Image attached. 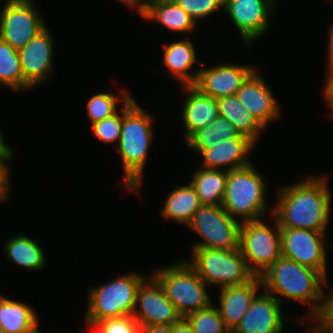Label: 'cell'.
I'll list each match as a JSON object with an SVG mask.
<instances>
[{
  "mask_svg": "<svg viewBox=\"0 0 333 333\" xmlns=\"http://www.w3.org/2000/svg\"><path fill=\"white\" fill-rule=\"evenodd\" d=\"M32 0H6L0 12V39L14 49L23 48L45 27V19Z\"/></svg>",
  "mask_w": 333,
  "mask_h": 333,
  "instance_id": "cell-10",
  "label": "cell"
},
{
  "mask_svg": "<svg viewBox=\"0 0 333 333\" xmlns=\"http://www.w3.org/2000/svg\"><path fill=\"white\" fill-rule=\"evenodd\" d=\"M5 137L0 131V163L9 171V162L11 159H13L14 152L12 149L8 146V144L4 143Z\"/></svg>",
  "mask_w": 333,
  "mask_h": 333,
  "instance_id": "cell-37",
  "label": "cell"
},
{
  "mask_svg": "<svg viewBox=\"0 0 333 333\" xmlns=\"http://www.w3.org/2000/svg\"><path fill=\"white\" fill-rule=\"evenodd\" d=\"M326 177L308 176L294 185L279 188L273 214L280 228L327 232L331 192Z\"/></svg>",
  "mask_w": 333,
  "mask_h": 333,
  "instance_id": "cell-1",
  "label": "cell"
},
{
  "mask_svg": "<svg viewBox=\"0 0 333 333\" xmlns=\"http://www.w3.org/2000/svg\"><path fill=\"white\" fill-rule=\"evenodd\" d=\"M258 72L255 69L242 83L235 95L256 120L266 128L270 121L279 118L281 113L271 88Z\"/></svg>",
  "mask_w": 333,
  "mask_h": 333,
  "instance_id": "cell-17",
  "label": "cell"
},
{
  "mask_svg": "<svg viewBox=\"0 0 333 333\" xmlns=\"http://www.w3.org/2000/svg\"><path fill=\"white\" fill-rule=\"evenodd\" d=\"M264 179L252 163L227 171L224 210L234 219L235 216L243 218L241 223L259 220L270 211L273 214V209L266 204L267 183Z\"/></svg>",
  "mask_w": 333,
  "mask_h": 333,
  "instance_id": "cell-4",
  "label": "cell"
},
{
  "mask_svg": "<svg viewBox=\"0 0 333 333\" xmlns=\"http://www.w3.org/2000/svg\"><path fill=\"white\" fill-rule=\"evenodd\" d=\"M219 116L230 121L235 129L257 144L261 131L265 129L238 100L236 95L217 98Z\"/></svg>",
  "mask_w": 333,
  "mask_h": 333,
  "instance_id": "cell-25",
  "label": "cell"
},
{
  "mask_svg": "<svg viewBox=\"0 0 333 333\" xmlns=\"http://www.w3.org/2000/svg\"><path fill=\"white\" fill-rule=\"evenodd\" d=\"M38 324L29 332V333H43L42 331L38 330Z\"/></svg>",
  "mask_w": 333,
  "mask_h": 333,
  "instance_id": "cell-43",
  "label": "cell"
},
{
  "mask_svg": "<svg viewBox=\"0 0 333 333\" xmlns=\"http://www.w3.org/2000/svg\"><path fill=\"white\" fill-rule=\"evenodd\" d=\"M173 333H195L186 317H181L173 324Z\"/></svg>",
  "mask_w": 333,
  "mask_h": 333,
  "instance_id": "cell-40",
  "label": "cell"
},
{
  "mask_svg": "<svg viewBox=\"0 0 333 333\" xmlns=\"http://www.w3.org/2000/svg\"><path fill=\"white\" fill-rule=\"evenodd\" d=\"M241 220L232 218L222 205H201L187 225L202 241L193 248L233 250L239 248Z\"/></svg>",
  "mask_w": 333,
  "mask_h": 333,
  "instance_id": "cell-9",
  "label": "cell"
},
{
  "mask_svg": "<svg viewBox=\"0 0 333 333\" xmlns=\"http://www.w3.org/2000/svg\"><path fill=\"white\" fill-rule=\"evenodd\" d=\"M327 69L333 67V22L328 32Z\"/></svg>",
  "mask_w": 333,
  "mask_h": 333,
  "instance_id": "cell-41",
  "label": "cell"
},
{
  "mask_svg": "<svg viewBox=\"0 0 333 333\" xmlns=\"http://www.w3.org/2000/svg\"><path fill=\"white\" fill-rule=\"evenodd\" d=\"M273 220L275 229L262 219L240 226L239 249L255 276H260L282 256L280 227L274 216Z\"/></svg>",
  "mask_w": 333,
  "mask_h": 333,
  "instance_id": "cell-8",
  "label": "cell"
},
{
  "mask_svg": "<svg viewBox=\"0 0 333 333\" xmlns=\"http://www.w3.org/2000/svg\"><path fill=\"white\" fill-rule=\"evenodd\" d=\"M138 304L140 309H137ZM133 317L139 322L140 328L153 324L170 325L181 318L153 275L148 276L138 287Z\"/></svg>",
  "mask_w": 333,
  "mask_h": 333,
  "instance_id": "cell-13",
  "label": "cell"
},
{
  "mask_svg": "<svg viewBox=\"0 0 333 333\" xmlns=\"http://www.w3.org/2000/svg\"><path fill=\"white\" fill-rule=\"evenodd\" d=\"M256 69L250 65L221 64L199 69L194 84L203 94L215 99L235 95L246 78Z\"/></svg>",
  "mask_w": 333,
  "mask_h": 333,
  "instance_id": "cell-16",
  "label": "cell"
},
{
  "mask_svg": "<svg viewBox=\"0 0 333 333\" xmlns=\"http://www.w3.org/2000/svg\"><path fill=\"white\" fill-rule=\"evenodd\" d=\"M153 116L143 110L132 97L123 105L118 152L124 168L126 189L139 193L145 162L153 137Z\"/></svg>",
  "mask_w": 333,
  "mask_h": 333,
  "instance_id": "cell-3",
  "label": "cell"
},
{
  "mask_svg": "<svg viewBox=\"0 0 333 333\" xmlns=\"http://www.w3.org/2000/svg\"><path fill=\"white\" fill-rule=\"evenodd\" d=\"M197 24L198 20L212 16L217 10L223 9L224 0H173Z\"/></svg>",
  "mask_w": 333,
  "mask_h": 333,
  "instance_id": "cell-34",
  "label": "cell"
},
{
  "mask_svg": "<svg viewBox=\"0 0 333 333\" xmlns=\"http://www.w3.org/2000/svg\"><path fill=\"white\" fill-rule=\"evenodd\" d=\"M4 252L9 261L28 270L42 269L46 264L45 253L36 240L24 234L12 236L4 243Z\"/></svg>",
  "mask_w": 333,
  "mask_h": 333,
  "instance_id": "cell-27",
  "label": "cell"
},
{
  "mask_svg": "<svg viewBox=\"0 0 333 333\" xmlns=\"http://www.w3.org/2000/svg\"><path fill=\"white\" fill-rule=\"evenodd\" d=\"M276 0H224L223 8L246 45L268 31Z\"/></svg>",
  "mask_w": 333,
  "mask_h": 333,
  "instance_id": "cell-12",
  "label": "cell"
},
{
  "mask_svg": "<svg viewBox=\"0 0 333 333\" xmlns=\"http://www.w3.org/2000/svg\"><path fill=\"white\" fill-rule=\"evenodd\" d=\"M281 305L265 290L258 293L232 333H282L285 318Z\"/></svg>",
  "mask_w": 333,
  "mask_h": 333,
  "instance_id": "cell-15",
  "label": "cell"
},
{
  "mask_svg": "<svg viewBox=\"0 0 333 333\" xmlns=\"http://www.w3.org/2000/svg\"><path fill=\"white\" fill-rule=\"evenodd\" d=\"M188 264L207 285L238 286L248 283L255 275L247 266L240 249L224 250L192 248Z\"/></svg>",
  "mask_w": 333,
  "mask_h": 333,
  "instance_id": "cell-7",
  "label": "cell"
},
{
  "mask_svg": "<svg viewBox=\"0 0 333 333\" xmlns=\"http://www.w3.org/2000/svg\"><path fill=\"white\" fill-rule=\"evenodd\" d=\"M47 26L18 50L24 74V90H32L53 76V36Z\"/></svg>",
  "mask_w": 333,
  "mask_h": 333,
  "instance_id": "cell-14",
  "label": "cell"
},
{
  "mask_svg": "<svg viewBox=\"0 0 333 333\" xmlns=\"http://www.w3.org/2000/svg\"><path fill=\"white\" fill-rule=\"evenodd\" d=\"M260 278L263 290L273 295L280 303L283 304L285 298L308 304L311 311L308 317L312 319L320 312L324 295L322 287L328 283L320 271L281 256L260 275Z\"/></svg>",
  "mask_w": 333,
  "mask_h": 333,
  "instance_id": "cell-2",
  "label": "cell"
},
{
  "mask_svg": "<svg viewBox=\"0 0 333 333\" xmlns=\"http://www.w3.org/2000/svg\"><path fill=\"white\" fill-rule=\"evenodd\" d=\"M191 185L201 205H222L226 193L227 171L198 168L193 172Z\"/></svg>",
  "mask_w": 333,
  "mask_h": 333,
  "instance_id": "cell-26",
  "label": "cell"
},
{
  "mask_svg": "<svg viewBox=\"0 0 333 333\" xmlns=\"http://www.w3.org/2000/svg\"><path fill=\"white\" fill-rule=\"evenodd\" d=\"M254 145L256 144L248 137L240 134L237 138L223 140L211 148L194 150L203 158V165L200 167L230 171L252 163L248 155L255 147Z\"/></svg>",
  "mask_w": 333,
  "mask_h": 333,
  "instance_id": "cell-18",
  "label": "cell"
},
{
  "mask_svg": "<svg viewBox=\"0 0 333 333\" xmlns=\"http://www.w3.org/2000/svg\"><path fill=\"white\" fill-rule=\"evenodd\" d=\"M328 107H330L331 108V117L333 118V104H328Z\"/></svg>",
  "mask_w": 333,
  "mask_h": 333,
  "instance_id": "cell-45",
  "label": "cell"
},
{
  "mask_svg": "<svg viewBox=\"0 0 333 333\" xmlns=\"http://www.w3.org/2000/svg\"><path fill=\"white\" fill-rule=\"evenodd\" d=\"M327 83L324 85V94L327 104H333V67L327 69Z\"/></svg>",
  "mask_w": 333,
  "mask_h": 333,
  "instance_id": "cell-39",
  "label": "cell"
},
{
  "mask_svg": "<svg viewBox=\"0 0 333 333\" xmlns=\"http://www.w3.org/2000/svg\"><path fill=\"white\" fill-rule=\"evenodd\" d=\"M303 324H306L305 326L308 327V328H307L308 330L306 329V331H308L309 333H316L313 329H311V328L309 327V325H310L309 322L306 323V322L304 321ZM307 324H308V325H307Z\"/></svg>",
  "mask_w": 333,
  "mask_h": 333,
  "instance_id": "cell-44",
  "label": "cell"
},
{
  "mask_svg": "<svg viewBox=\"0 0 333 333\" xmlns=\"http://www.w3.org/2000/svg\"><path fill=\"white\" fill-rule=\"evenodd\" d=\"M130 94L125 89L120 93V96L111 91L93 95L86 106L91 124L116 114L118 112V102H121V106H123L132 98Z\"/></svg>",
  "mask_w": 333,
  "mask_h": 333,
  "instance_id": "cell-30",
  "label": "cell"
},
{
  "mask_svg": "<svg viewBox=\"0 0 333 333\" xmlns=\"http://www.w3.org/2000/svg\"><path fill=\"white\" fill-rule=\"evenodd\" d=\"M90 330L91 333H141L139 322L133 315L95 322Z\"/></svg>",
  "mask_w": 333,
  "mask_h": 333,
  "instance_id": "cell-32",
  "label": "cell"
},
{
  "mask_svg": "<svg viewBox=\"0 0 333 333\" xmlns=\"http://www.w3.org/2000/svg\"><path fill=\"white\" fill-rule=\"evenodd\" d=\"M152 274L162 285L167 298L176 307L181 317L206 309L213 302L206 283L188 264V261L170 264L154 270Z\"/></svg>",
  "mask_w": 333,
  "mask_h": 333,
  "instance_id": "cell-6",
  "label": "cell"
},
{
  "mask_svg": "<svg viewBox=\"0 0 333 333\" xmlns=\"http://www.w3.org/2000/svg\"><path fill=\"white\" fill-rule=\"evenodd\" d=\"M10 172L0 163V202H6L10 190Z\"/></svg>",
  "mask_w": 333,
  "mask_h": 333,
  "instance_id": "cell-36",
  "label": "cell"
},
{
  "mask_svg": "<svg viewBox=\"0 0 333 333\" xmlns=\"http://www.w3.org/2000/svg\"><path fill=\"white\" fill-rule=\"evenodd\" d=\"M145 20L157 21L171 31L190 33L197 24L173 0H147L138 12Z\"/></svg>",
  "mask_w": 333,
  "mask_h": 333,
  "instance_id": "cell-22",
  "label": "cell"
},
{
  "mask_svg": "<svg viewBox=\"0 0 333 333\" xmlns=\"http://www.w3.org/2000/svg\"><path fill=\"white\" fill-rule=\"evenodd\" d=\"M196 56L194 45L189 40L175 41L164 45L163 62L171 76L182 82V86L194 85L197 81L199 69H194L193 72L189 71L195 63H198L199 66L203 65L196 59Z\"/></svg>",
  "mask_w": 333,
  "mask_h": 333,
  "instance_id": "cell-21",
  "label": "cell"
},
{
  "mask_svg": "<svg viewBox=\"0 0 333 333\" xmlns=\"http://www.w3.org/2000/svg\"><path fill=\"white\" fill-rule=\"evenodd\" d=\"M262 288V281L260 276H255L248 283L238 286H227L221 289L219 294L220 303L216 307L225 326L232 333L239 325L244 314L250 307L253 299Z\"/></svg>",
  "mask_w": 333,
  "mask_h": 333,
  "instance_id": "cell-19",
  "label": "cell"
},
{
  "mask_svg": "<svg viewBox=\"0 0 333 333\" xmlns=\"http://www.w3.org/2000/svg\"><path fill=\"white\" fill-rule=\"evenodd\" d=\"M240 133L234 125L223 117H218L206 127L194 132L187 140L191 149H206L219 144L223 140L237 138Z\"/></svg>",
  "mask_w": 333,
  "mask_h": 333,
  "instance_id": "cell-28",
  "label": "cell"
},
{
  "mask_svg": "<svg viewBox=\"0 0 333 333\" xmlns=\"http://www.w3.org/2000/svg\"><path fill=\"white\" fill-rule=\"evenodd\" d=\"M37 324V314L30 305L0 294V333H29Z\"/></svg>",
  "mask_w": 333,
  "mask_h": 333,
  "instance_id": "cell-24",
  "label": "cell"
},
{
  "mask_svg": "<svg viewBox=\"0 0 333 333\" xmlns=\"http://www.w3.org/2000/svg\"><path fill=\"white\" fill-rule=\"evenodd\" d=\"M120 111L111 117L105 118L92 125V132L95 137L104 143H115L118 145L121 135L122 118H123V106Z\"/></svg>",
  "mask_w": 333,
  "mask_h": 333,
  "instance_id": "cell-33",
  "label": "cell"
},
{
  "mask_svg": "<svg viewBox=\"0 0 333 333\" xmlns=\"http://www.w3.org/2000/svg\"><path fill=\"white\" fill-rule=\"evenodd\" d=\"M141 333H173V324H153L143 326Z\"/></svg>",
  "mask_w": 333,
  "mask_h": 333,
  "instance_id": "cell-38",
  "label": "cell"
},
{
  "mask_svg": "<svg viewBox=\"0 0 333 333\" xmlns=\"http://www.w3.org/2000/svg\"><path fill=\"white\" fill-rule=\"evenodd\" d=\"M147 277L127 273L91 288L85 314L88 329L104 319L133 315L138 287Z\"/></svg>",
  "mask_w": 333,
  "mask_h": 333,
  "instance_id": "cell-5",
  "label": "cell"
},
{
  "mask_svg": "<svg viewBox=\"0 0 333 333\" xmlns=\"http://www.w3.org/2000/svg\"><path fill=\"white\" fill-rule=\"evenodd\" d=\"M314 320L316 324H311L310 328L316 333H333V290L329 294L324 292L321 310Z\"/></svg>",
  "mask_w": 333,
  "mask_h": 333,
  "instance_id": "cell-35",
  "label": "cell"
},
{
  "mask_svg": "<svg viewBox=\"0 0 333 333\" xmlns=\"http://www.w3.org/2000/svg\"><path fill=\"white\" fill-rule=\"evenodd\" d=\"M161 215L165 220L189 224L195 212L201 207L195 188L188 185L171 190L162 206Z\"/></svg>",
  "mask_w": 333,
  "mask_h": 333,
  "instance_id": "cell-23",
  "label": "cell"
},
{
  "mask_svg": "<svg viewBox=\"0 0 333 333\" xmlns=\"http://www.w3.org/2000/svg\"><path fill=\"white\" fill-rule=\"evenodd\" d=\"M120 1H122L128 7L133 8L134 10L137 9V11L139 12L145 6L147 0H120Z\"/></svg>",
  "mask_w": 333,
  "mask_h": 333,
  "instance_id": "cell-42",
  "label": "cell"
},
{
  "mask_svg": "<svg viewBox=\"0 0 333 333\" xmlns=\"http://www.w3.org/2000/svg\"><path fill=\"white\" fill-rule=\"evenodd\" d=\"M0 84L24 91V74L18 50L0 39Z\"/></svg>",
  "mask_w": 333,
  "mask_h": 333,
  "instance_id": "cell-29",
  "label": "cell"
},
{
  "mask_svg": "<svg viewBox=\"0 0 333 333\" xmlns=\"http://www.w3.org/2000/svg\"><path fill=\"white\" fill-rule=\"evenodd\" d=\"M186 318L195 333H231L214 303L206 309L191 313Z\"/></svg>",
  "mask_w": 333,
  "mask_h": 333,
  "instance_id": "cell-31",
  "label": "cell"
},
{
  "mask_svg": "<svg viewBox=\"0 0 333 333\" xmlns=\"http://www.w3.org/2000/svg\"><path fill=\"white\" fill-rule=\"evenodd\" d=\"M186 91L184 104H182V121L185 128V140L194 132L206 127L219 117L217 99L203 94L194 85H183Z\"/></svg>",
  "mask_w": 333,
  "mask_h": 333,
  "instance_id": "cell-20",
  "label": "cell"
},
{
  "mask_svg": "<svg viewBox=\"0 0 333 333\" xmlns=\"http://www.w3.org/2000/svg\"><path fill=\"white\" fill-rule=\"evenodd\" d=\"M280 232L283 257L320 271L327 278L326 232L295 228H280Z\"/></svg>",
  "mask_w": 333,
  "mask_h": 333,
  "instance_id": "cell-11",
  "label": "cell"
}]
</instances>
